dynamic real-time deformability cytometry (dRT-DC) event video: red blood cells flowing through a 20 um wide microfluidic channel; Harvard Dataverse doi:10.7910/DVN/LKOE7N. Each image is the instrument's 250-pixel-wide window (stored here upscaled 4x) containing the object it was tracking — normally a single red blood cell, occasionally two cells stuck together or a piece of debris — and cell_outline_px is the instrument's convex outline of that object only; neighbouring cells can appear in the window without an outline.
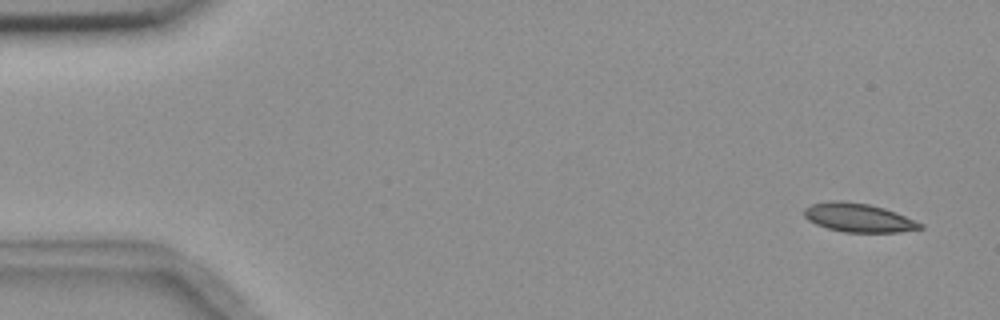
{"species": "common noctule bat (a hibernating species)", "species_latin": "Nyctalus noctula", "temperature_condition": "room temperature", "stored_images_in_passage": 5, "camera_frame_rate_fps": 3000, "um_per_image_px": 0.085, "animal": {"sex": "female", "body_mass_g": 18.4}, "frame": {"image": 1, "passage_image": 1, "time_ms": 0.0, "image_size_px": [1000, 320], "cell_outline_px": [[924, 228], [900, 232], [844, 232], [828, 228], [816, 224], [808, 220], [804, 216], [804, 208], [812, 204], [832, 200], [840, 200], [868, 204], [884, 208], [896, 212], [924, 224]], "centroid_in_image_um": [72.98, 18.5], "position_along_channel_um": 12.0, "area_um2": 19.42}}